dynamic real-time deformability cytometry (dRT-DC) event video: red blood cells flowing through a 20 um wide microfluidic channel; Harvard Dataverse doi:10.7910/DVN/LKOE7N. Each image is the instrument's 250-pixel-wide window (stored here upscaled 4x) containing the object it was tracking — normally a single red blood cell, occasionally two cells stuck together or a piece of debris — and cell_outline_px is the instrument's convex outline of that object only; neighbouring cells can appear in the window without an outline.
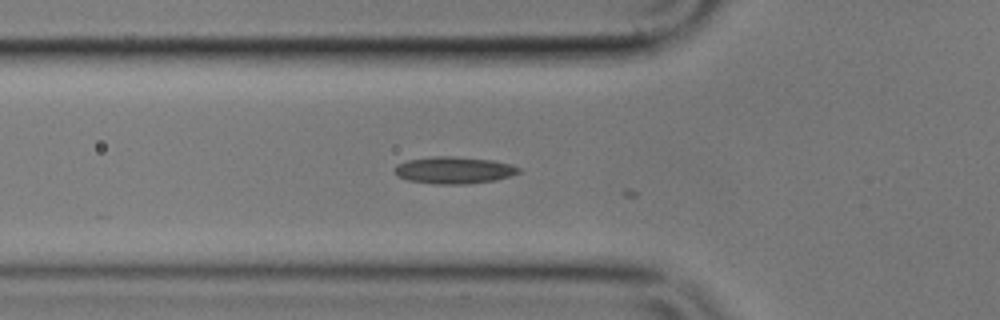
{"species": "common noctule bat (a hibernating species)", "species_latin": "Nyctalus noctula", "temperature_condition": "cold", "stored_images_in_passage": 3, "camera_frame_rate_fps": 3000, "um_per_image_px": 0.085, "animal": {"sex": "male", "body_mass_g": 17.9}, "frame": {"image": 1, "passage_image": 2, "time_ms": 0.333, "image_size_px": [1000, 320], "cell_outline_px": [[520, 172], [496, 180], [468, 184], [436, 184], [408, 180], [396, 176], [392, 172], [392, 168], [396, 164], [408, 160], [432, 156], [456, 156], [492, 160], [512, 164], [520, 168]], "centroid_in_image_um": [38.53, 14.46], "position_along_channel_um": 87.3, "area_um2": 19.77}}